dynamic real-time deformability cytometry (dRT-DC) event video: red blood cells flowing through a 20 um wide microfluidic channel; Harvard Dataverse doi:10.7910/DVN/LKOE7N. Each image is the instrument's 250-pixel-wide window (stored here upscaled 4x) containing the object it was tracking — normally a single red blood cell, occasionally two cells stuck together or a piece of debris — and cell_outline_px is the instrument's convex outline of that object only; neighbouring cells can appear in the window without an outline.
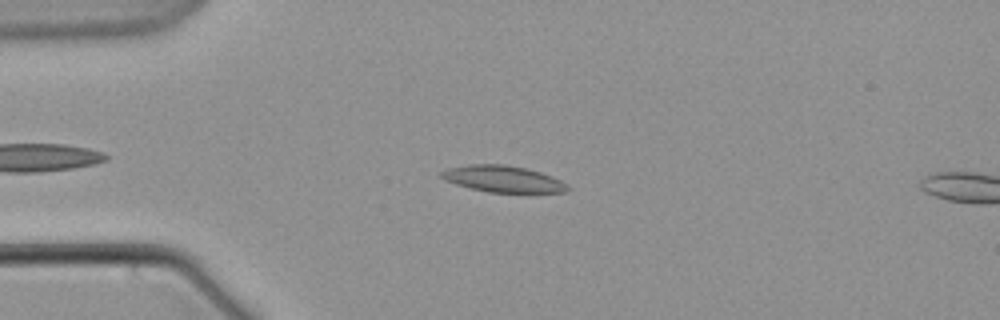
{"species": "common noctule bat (a hibernating species)", "species_latin": "Nyctalus noctula", "temperature_condition": "warm", "stored_images_in_passage": 7, "camera_frame_rate_fps": 3000, "um_per_image_px": 0.085, "animal": {"sex": "male", "body_mass_g": 21.5, "forearm_length_mm": 52.0}, "frame": {"image": 1, "passage_image": 5, "time_ms": 5.667, "image_size_px": [1000, 320], "cell_outline_px": [[572, 188], [568, 192], [528, 196], [488, 192], [456, 184], [444, 180], [440, 176], [440, 172], [448, 168], [468, 164], [504, 164], [524, 168], [540, 172], [552, 176], [568, 184]], "centroid_in_image_um": [42.89, 15.27], "position_along_channel_um": 42.1, "area_um2": 20.63}}
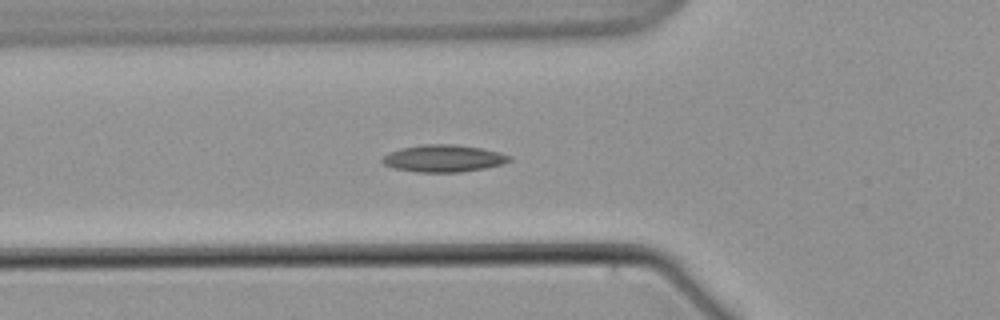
{"frame": {"image": 2, "passage_image": 7, "time_ms": 8.0, "image_size_px": [1000, 320], "cell_outline_px": [[512, 160], [504, 164], [484, 168], [460, 172], [416, 172], [392, 168], [384, 164], [380, 160], [388, 152], [400, 148], [420, 144], [456, 144], [480, 148], [500, 152], [512, 156]], "centroid_in_image_um": [37.69, 13.46], "position_along_channel_um": 88.1, "area_um2": 20.35}}